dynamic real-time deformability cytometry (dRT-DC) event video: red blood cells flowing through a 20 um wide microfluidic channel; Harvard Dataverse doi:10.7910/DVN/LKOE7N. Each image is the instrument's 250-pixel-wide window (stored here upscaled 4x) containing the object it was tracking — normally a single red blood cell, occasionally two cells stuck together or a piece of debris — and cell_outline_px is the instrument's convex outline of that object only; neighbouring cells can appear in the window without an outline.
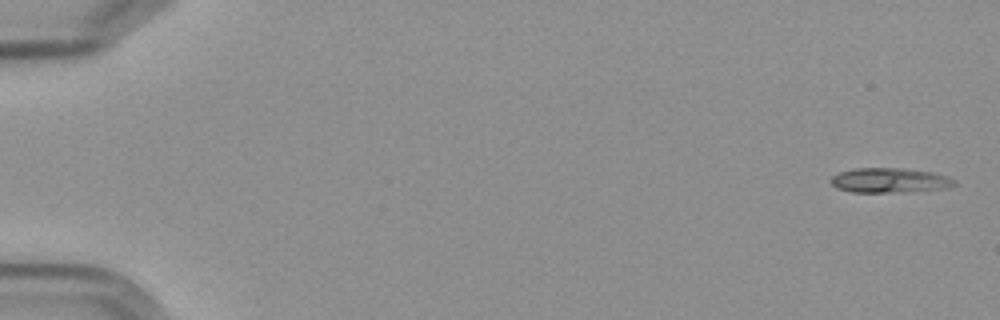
{"species": "Egyptian fruit bat (a non-hibernating species)", "species_latin": "Rousettus aegyptiacus", "temperature_condition": "cold", "stored_images_in_passage": 5, "camera_frame_rate_fps": 3000, "um_per_image_px": 0.085, "frame": {"image": 1, "passage_image": 1, "time_ms": 0.0, "image_size_px": [1000, 320], "cell_outline_px": [[956, 184], [948, 188], [888, 192], [852, 192], [836, 188], [828, 180], [832, 176], [840, 172], [856, 168], [904, 168], [932, 172], [948, 176], [956, 180]], "centroid_in_image_um": [75.6, 15.32], "position_along_channel_um": 9.4, "area_um2": 17.74}}
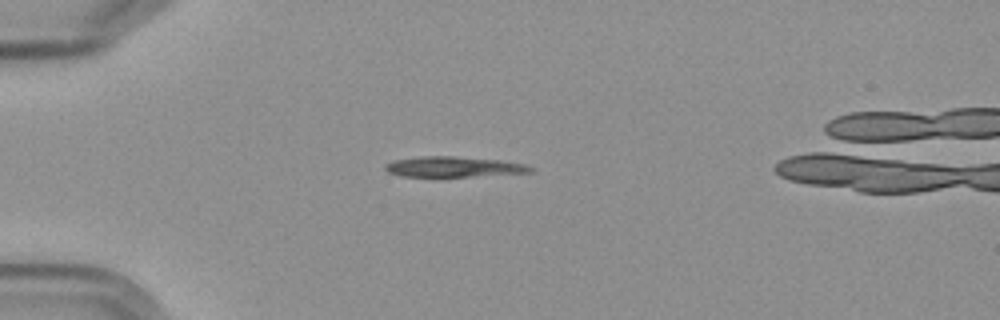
{"frame": {"image": 2, "passage_image": 5, "time_ms": 4.667, "image_size_px": [1000, 320], "cell_outline_px": [[536, 168], [532, 172], [472, 176], [400, 176], [388, 172], [384, 168], [384, 164], [392, 160], [420, 156], [452, 156], [500, 160], [528, 164]], "centroid_in_image_um": [38.56, 14.17], "position_along_channel_um": 46.4, "area_um2": 17.34}}